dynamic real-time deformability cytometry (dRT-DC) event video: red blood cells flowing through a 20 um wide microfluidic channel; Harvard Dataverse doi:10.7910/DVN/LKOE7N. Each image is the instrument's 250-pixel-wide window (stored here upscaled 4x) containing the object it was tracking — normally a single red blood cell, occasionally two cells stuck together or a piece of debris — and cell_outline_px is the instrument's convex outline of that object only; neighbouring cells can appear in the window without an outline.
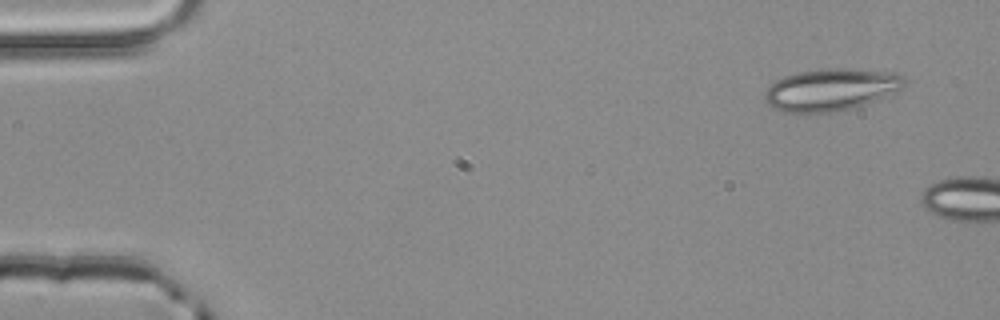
{"species": "common noctule bat (a hibernating species)", "species_latin": "Nyctalus noctula", "temperature_condition": "room temperature", "stored_images_in_passage": 2, "camera_frame_rate_fps": 3000, "um_per_image_px": 0.085, "animal": {"sex": "male", "body_mass_g": 20.4}, "frame": {"image": 1, "passage_image": 1, "time_ms": 0.0, "image_size_px": [1000, 320], "cell_outline_px": [[908, 84], [904, 88], [896, 92], [852, 108], [836, 112], [780, 112], [772, 108], [764, 100], [764, 92], [776, 80], [784, 76], [796, 72], [824, 68], [848, 68], [896, 72], [904, 76], [908, 80]], "centroid_in_image_um": [70.67, 7.6], "position_along_channel_um": 14.3, "area_um2": 34.74}}